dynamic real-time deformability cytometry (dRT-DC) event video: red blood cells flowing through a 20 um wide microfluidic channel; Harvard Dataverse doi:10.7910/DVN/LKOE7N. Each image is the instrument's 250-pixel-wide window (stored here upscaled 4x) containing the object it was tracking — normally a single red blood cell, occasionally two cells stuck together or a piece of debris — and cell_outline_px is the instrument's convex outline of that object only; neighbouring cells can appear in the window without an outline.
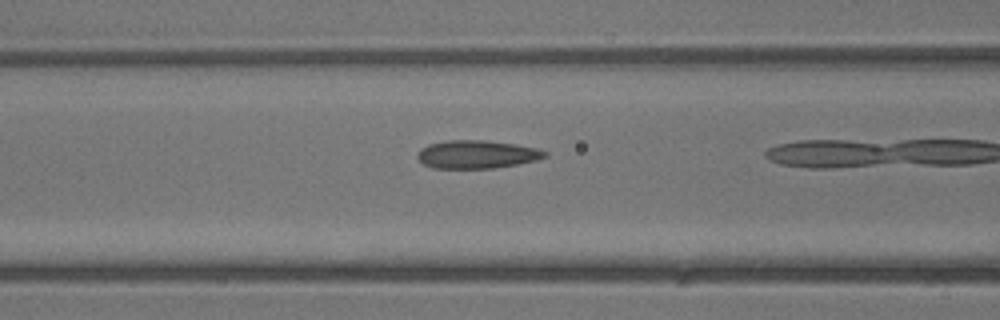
{"species": "common noctule bat (a hibernating species)", "species_latin": "Nyctalus noctula", "temperature_condition": "warm", "stored_images_in_passage": 7, "camera_frame_rate_fps": 3000, "um_per_image_px": 0.085, "animal": {"sex": "male", "body_mass_g": 13.3}, "frame": {"image": 1, "passage_image": 6, "time_ms": 1.667, "image_size_px": [1000, 320], "cell_outline_px": [[548, 156], [536, 160], [516, 164], [492, 168], [432, 168], [424, 164], [416, 156], [420, 148], [428, 144], [448, 140], [484, 140], [516, 144], [540, 148], [548, 152]], "centroid_in_image_um": [40.54, 13.11], "position_along_channel_um": 126.1, "area_um2": 20.98}}